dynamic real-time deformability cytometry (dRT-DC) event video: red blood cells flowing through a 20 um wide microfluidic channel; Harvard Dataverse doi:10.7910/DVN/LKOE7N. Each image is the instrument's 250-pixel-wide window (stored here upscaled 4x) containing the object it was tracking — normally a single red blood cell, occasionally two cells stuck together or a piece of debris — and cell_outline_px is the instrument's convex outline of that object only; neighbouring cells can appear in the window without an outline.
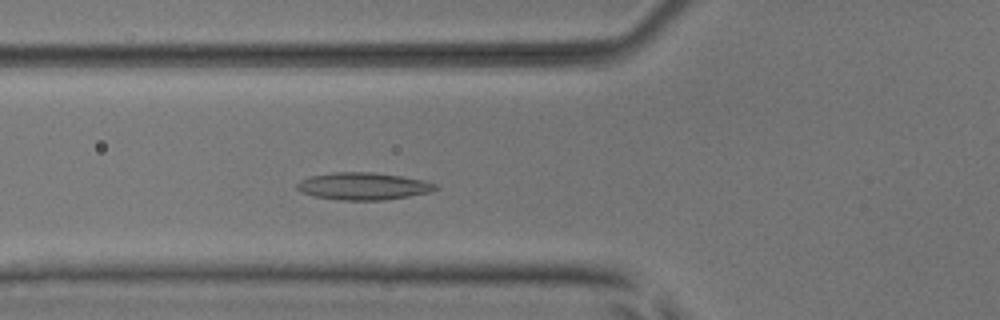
{"species": "common noctule bat (a hibernating species)", "species_latin": "Nyctalus noctula", "temperature_condition": "room temperature", "stored_images_in_passage": 50, "camera_frame_rate_fps": 3000, "um_per_image_px": 0.085, "animal": {"sex": "male", "body_mass_g": 17.9, "forearm_length_mm": 54.2}, "frame": {"image": 1, "passage_image": 17, "time_ms": 5.333, "image_size_px": [1000, 320], "cell_outline_px": [[440, 188], [432, 192], [384, 200], [340, 200], [316, 196], [300, 192], [296, 188], [296, 184], [300, 180], [308, 176], [332, 172], [372, 172], [400, 176], [424, 180], [436, 184]], "centroid_in_image_um": [30.87, 15.82], "position_along_channel_um": 94.9, "area_um2": 22.14}}
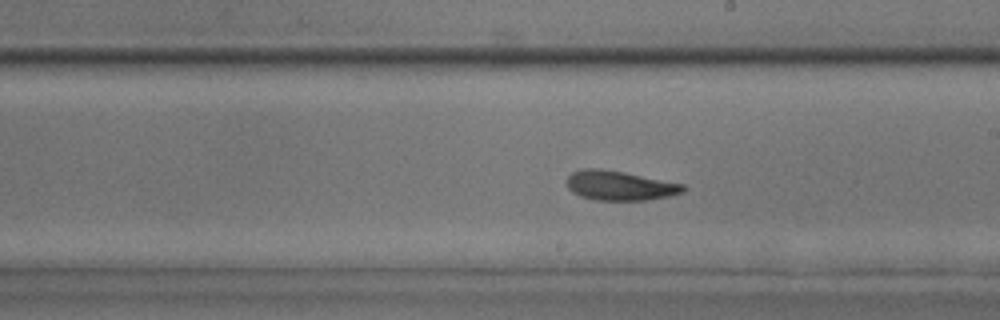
{"frame": {"image": 2, "passage_image": 28, "time_ms": 9.0, "image_size_px": [1000, 320], "cell_outline_px": [[688, 188], [684, 192], [668, 196], [648, 200], [596, 200], [580, 196], [572, 192], [568, 188], [568, 176], [572, 172], [580, 168], [600, 168], [624, 172], [684, 184]], "centroid_in_image_um": [52.69, 15.77], "position_along_channel_um": 236.3, "area_um2": 20.11}}
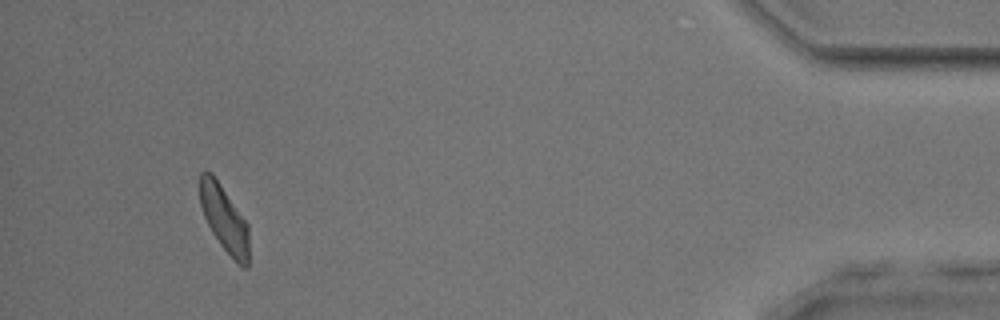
{"frame": {"image": 3, "passage_image": 47, "time_ms": 15.333, "image_size_px": [1000, 320], "cell_outline_px": [[248, 268], [244, 268], [220, 244], [212, 232], [204, 216], [200, 204], [200, 172], [204, 168], [212, 172], [248, 224]], "centroid_in_image_um": [19.04, 18.52], "position_along_channel_um": 416.2, "area_um2": 18.67}, "authors_computed_cell_mechanics": {"area_um2": 20.2011, "velocity_mm_per_s": 3.8763, "shape_relaxation_time_tau1_ms": 7.6849, "shape_relaxation_time_tau2_ms": 2.7238, "deformation_change_tau1": 0.1398, "deformation_change_tau2": 0.0868}}